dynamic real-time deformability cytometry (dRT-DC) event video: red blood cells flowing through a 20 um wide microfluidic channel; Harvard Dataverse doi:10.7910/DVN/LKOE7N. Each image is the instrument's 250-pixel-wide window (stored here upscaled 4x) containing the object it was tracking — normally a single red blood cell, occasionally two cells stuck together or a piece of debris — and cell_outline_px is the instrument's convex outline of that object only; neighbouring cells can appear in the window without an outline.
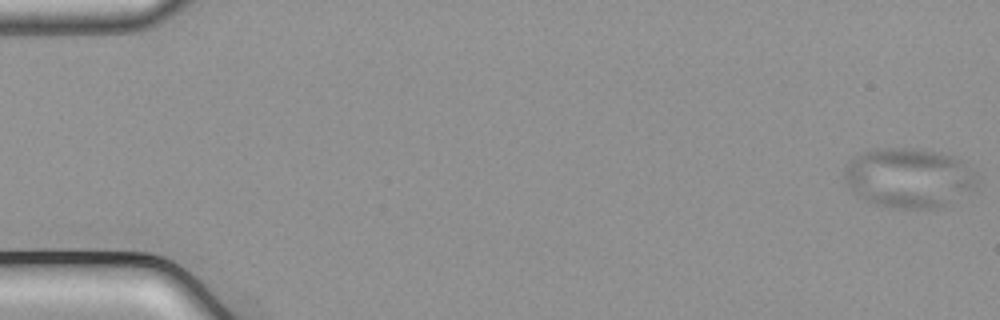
{"species": "common noctule bat (a hibernating species)", "species_latin": "Nyctalus noctula", "temperature_condition": "cold", "stored_images_in_passage": 51, "camera_frame_rate_fps": 3000, "um_per_image_px": 0.085, "animal": {"sex": "male", "body_mass_g": 21.5, "forearm_length_mm": 52.0}, "frame": {"image": 1, "passage_image": 1, "time_ms": 0.0, "image_size_px": [1000, 320], "cell_outline_px": [[980, 180], [940, 208], [900, 208], [876, 204], [852, 192], [844, 180], [844, 168], [856, 156], [864, 152], [876, 148], [920, 148], [940, 152], [952, 156], [960, 160], [972, 168], [976, 172]], "centroid_in_image_um": [77.22, 15.08], "position_along_channel_um": 7.8, "area_um2": 45.6}}
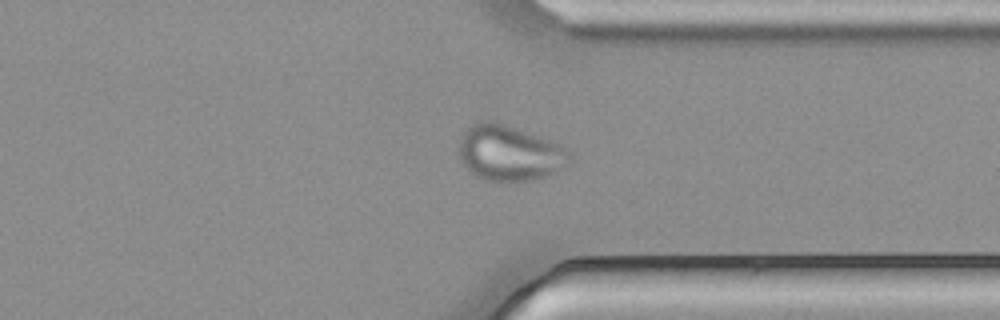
{"frame": {"image": 2, "passage_image": 42, "time_ms": 13.667, "image_size_px": [1000, 320], "cell_outline_px": [[572, 164], [568, 168], [532, 180], [488, 180], [476, 176], [464, 164], [460, 156], [460, 140], [464, 132], [468, 128], [476, 124], [488, 120], [492, 120], [552, 140], [564, 148], [572, 156]], "centroid_in_image_um": [43.38, 13.01], "position_along_channel_um": 368.0, "area_um2": 35.43}}
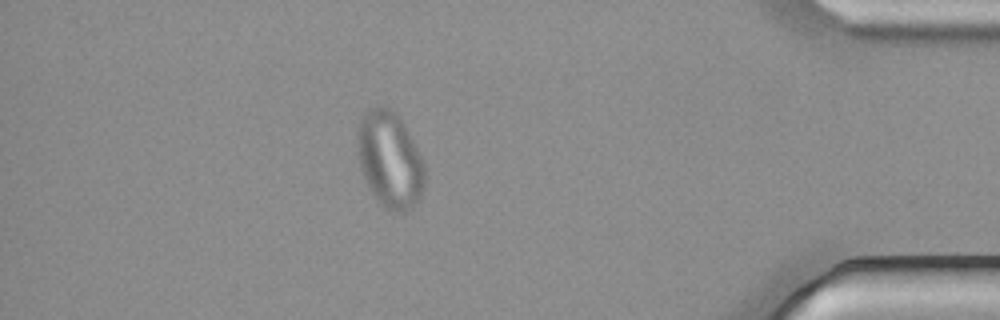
{"frame": {"image": 3, "passage_image": 48, "time_ms": 15.667, "image_size_px": [1000, 320], "cell_outline_px": [[424, 188], [420, 200], [416, 204], [404, 212], [396, 212], [384, 208], [376, 200], [368, 188], [360, 168], [356, 144], [356, 136], [360, 116], [368, 108], [380, 104], [396, 112], [420, 156], [424, 164]], "centroid_in_image_um": [33.08, 13.58], "position_along_channel_um": 402.1, "area_um2": 38.09}}